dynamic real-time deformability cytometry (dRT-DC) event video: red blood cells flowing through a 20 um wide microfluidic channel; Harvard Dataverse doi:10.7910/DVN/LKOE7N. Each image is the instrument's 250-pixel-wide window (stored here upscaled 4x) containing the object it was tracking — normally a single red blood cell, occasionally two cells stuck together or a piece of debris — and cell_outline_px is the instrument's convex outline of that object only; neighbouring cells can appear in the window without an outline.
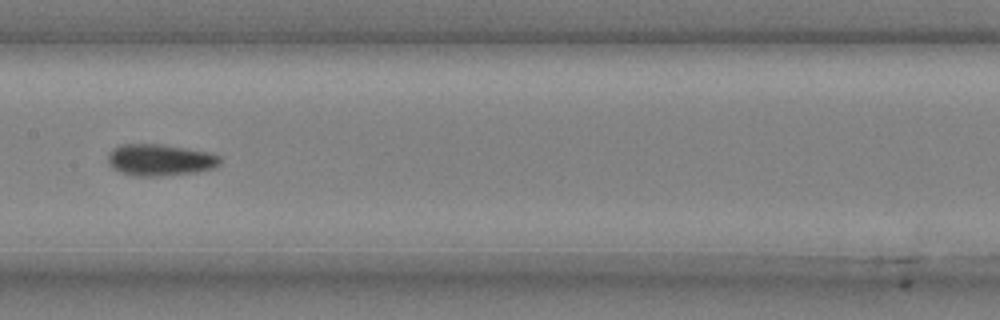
{"species": "common noctule bat (a hibernating species)", "species_latin": "Nyctalus noctula", "temperature_condition": "cold", "stored_images_in_passage": 52, "camera_frame_rate_fps": 3000, "um_per_image_px": 0.085, "animal": {"sex": "male", "body_mass_g": 20.4}, "frame": {"image": 1, "passage_image": 27, "time_ms": 8.667, "image_size_px": [1000, 320], "cell_outline_px": [[220, 164], [216, 168], [196, 172], [160, 176], [140, 176], [124, 172], [112, 168], [108, 160], [108, 152], [112, 148], [120, 144], [160, 144], [212, 152], [220, 156]], "centroid_in_image_um": [13.64, 13.58], "position_along_channel_um": 193.8, "area_um2": 20.75}}
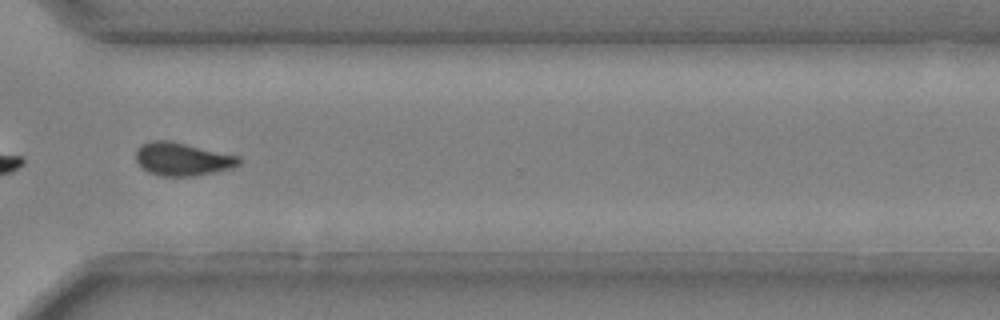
{"frame": {"image": 2, "passage_image": 40, "time_ms": 13.0, "image_size_px": [1000, 320], "cell_outline_px": [[240, 164], [232, 168], [192, 176], [160, 176], [148, 172], [136, 160], [136, 148], [140, 144], [152, 140], [168, 140], [240, 156]], "centroid_in_image_um": [15.48, 13.51], "position_along_channel_um": 355.1, "area_um2": 19.77}}
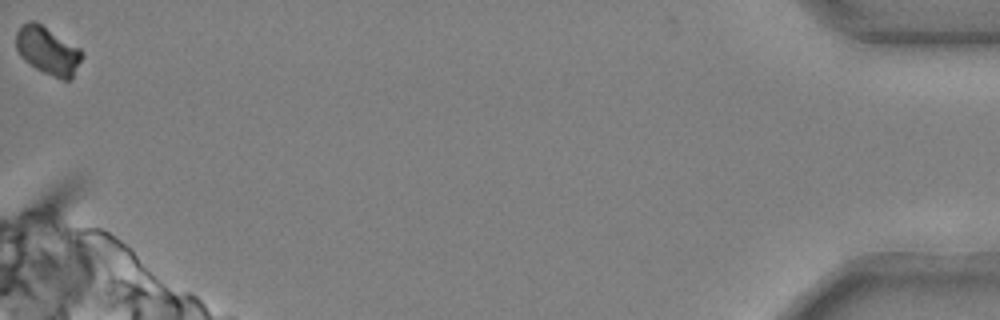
{"frame": {"image": 3, "passage_image": 52, "time_ms": 17.0, "image_size_px": [1000, 320], "cell_outline_px": [[80, 60], [72, 80], [60, 80], [36, 68], [24, 60], [20, 56], [16, 48], [16, 32], [20, 24], [28, 20], [36, 20], [80, 48]], "centroid_in_image_um": [4.02, 4.28], "position_along_channel_um": 431.2, "area_um2": 18.5}, "authors_computed_cell_mechanics": {"area_um2": 20.1144, "velocity_mm_per_s": 3.711, "shape_relaxation_time_tau1_ms": 7.852, "shape_relaxation_time_tau2_ms": 8.448, "deformation_change_tau1": 0.1405, "deformation_change_tau2": 0.1073}}